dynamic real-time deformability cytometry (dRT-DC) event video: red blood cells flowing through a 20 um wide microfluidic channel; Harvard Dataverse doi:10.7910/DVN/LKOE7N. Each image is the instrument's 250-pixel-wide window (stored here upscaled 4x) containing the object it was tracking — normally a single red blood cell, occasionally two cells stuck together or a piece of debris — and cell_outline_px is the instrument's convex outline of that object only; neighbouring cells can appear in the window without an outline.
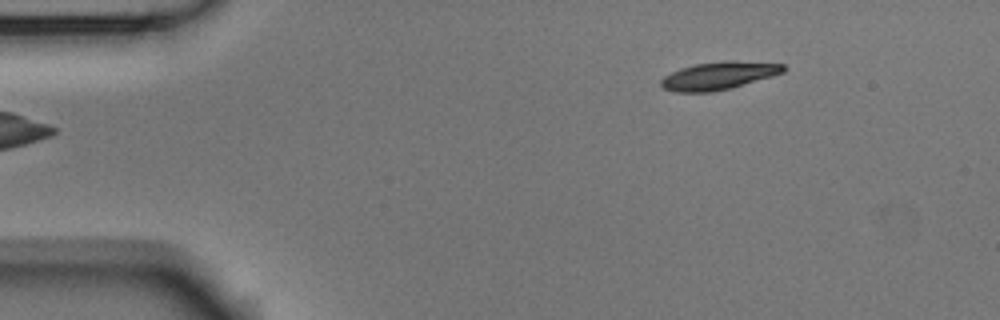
{"species": "Egyptian fruit bat (a non-hibernating species)", "species_latin": "Rousettus aegyptiacus", "temperature_condition": "room temperature", "stored_images_in_passage": 4, "camera_frame_rate_fps": 3000, "um_per_image_px": 0.085, "animal": {"sex": "male"}, "frame": {"image": 1, "passage_image": 1, "time_ms": 0.0, "image_size_px": [1000, 320], "cell_outline_px": [[784, 72], [772, 76], [728, 88], [712, 92], [676, 92], [664, 88], [660, 84], [660, 80], [664, 76], [680, 68], [696, 64], [728, 60], [732, 60], [784, 64]], "centroid_in_image_um": [61.06, 6.42], "position_along_channel_um": 23.9, "area_um2": 19.54}}
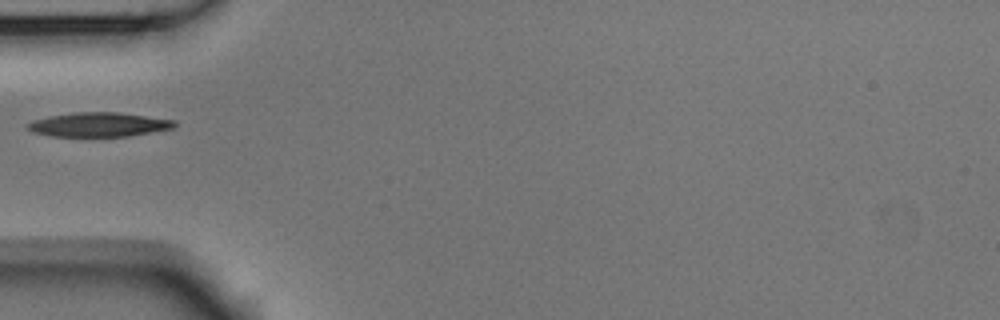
{"frame": {"image": 2, "passage_image": 4, "time_ms": 1.0, "image_size_px": [1000, 320], "cell_outline_px": [[176, 124], [172, 128], [128, 136], [52, 136], [32, 132], [24, 124], [32, 120], [52, 116], [76, 112], [116, 112], [176, 120]], "centroid_in_image_um": [8.36, 10.59], "position_along_channel_um": 76.6, "area_um2": 20.52}}